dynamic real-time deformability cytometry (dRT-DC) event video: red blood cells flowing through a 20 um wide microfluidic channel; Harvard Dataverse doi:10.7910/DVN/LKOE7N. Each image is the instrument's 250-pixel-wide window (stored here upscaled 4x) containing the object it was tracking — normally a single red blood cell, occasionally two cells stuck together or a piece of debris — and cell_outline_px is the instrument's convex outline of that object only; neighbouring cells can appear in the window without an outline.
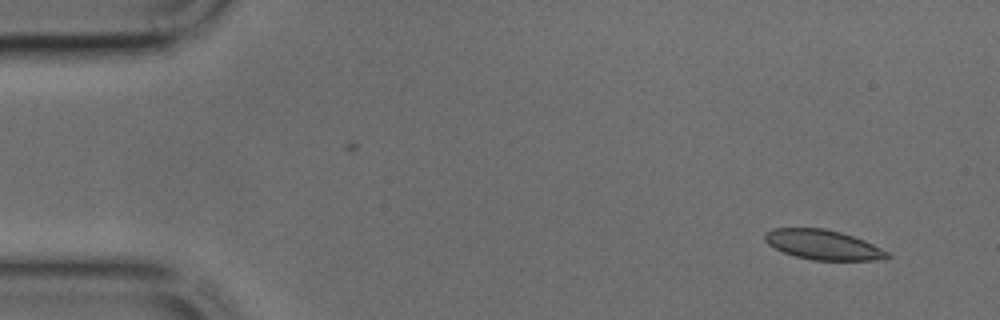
{"species": "common noctule bat (a hibernating species)", "species_latin": "Nyctalus noctula", "temperature_condition": "cold", "stored_images_in_passage": 42, "camera_frame_rate_fps": 3000, "um_per_image_px": 0.085, "animal": {"sex": "male", "body_mass_g": 17.9, "forearm_length_mm": 54.2}, "frame": {"image": 1, "passage_image": 1, "time_ms": 0.0, "image_size_px": [1000, 320], "cell_outline_px": [[892, 256], [884, 260], [812, 260], [796, 256], [784, 252], [768, 244], [764, 240], [764, 232], [772, 228], [824, 228], [840, 232], [864, 240], [888, 252]], "centroid_in_image_um": [69.95, 20.8], "position_along_channel_um": 15.0, "area_um2": 21.21}}
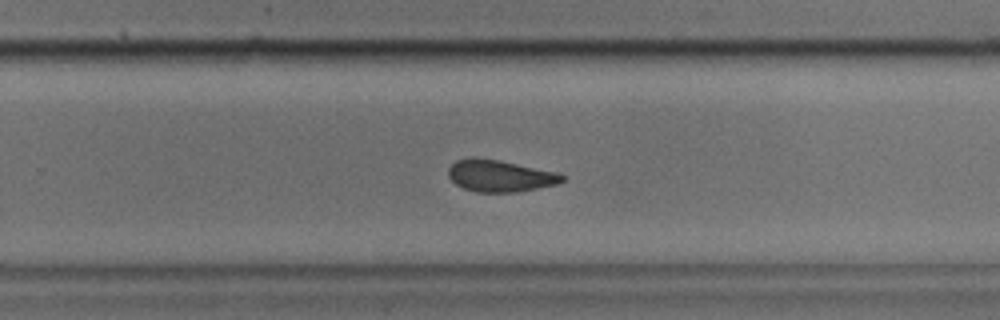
{"frame": {"image": 2, "passage_image": 26, "time_ms": 8.333, "image_size_px": [1000, 320], "cell_outline_px": [[568, 176], [564, 180], [556, 184], [516, 192], [476, 192], [464, 188], [456, 184], [448, 176], [448, 168], [456, 160], [472, 156], [500, 160], [556, 172]], "centroid_in_image_um": [42.48, 14.93], "position_along_channel_um": 287.3, "area_um2": 21.15}}
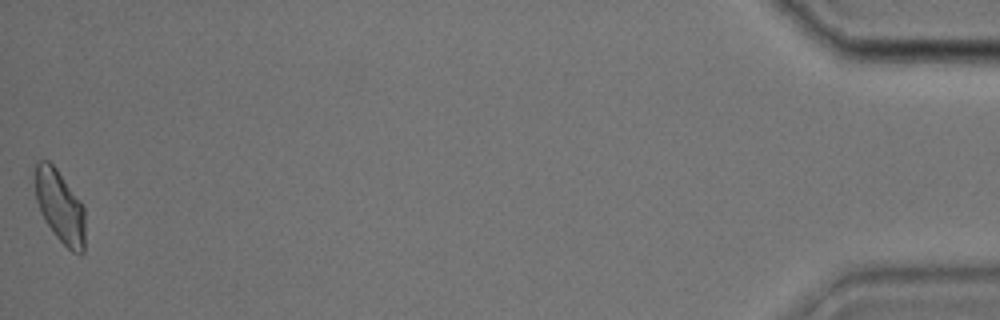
{"frame": {"image": 3, "passage_image": 42, "time_ms": 13.667, "image_size_px": [1000, 320], "cell_outline_px": [[84, 252], [80, 256], [72, 252], [56, 236], [44, 220], [40, 212], [36, 200], [36, 164], [40, 160], [48, 160], [56, 168], [84, 204]], "centroid_in_image_um": [5.12, 17.58], "position_along_channel_um": 430.1, "area_um2": 21.15}}